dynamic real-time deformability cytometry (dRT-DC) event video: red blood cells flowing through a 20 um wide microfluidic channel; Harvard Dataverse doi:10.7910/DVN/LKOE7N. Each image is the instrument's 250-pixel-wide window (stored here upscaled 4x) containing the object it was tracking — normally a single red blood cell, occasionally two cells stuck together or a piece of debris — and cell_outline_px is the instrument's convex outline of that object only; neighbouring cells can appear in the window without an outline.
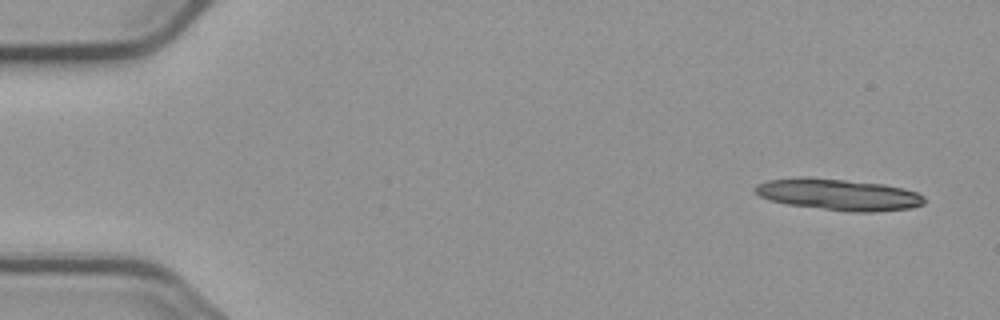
{"species": "common noctule bat (a hibernating species)", "species_latin": "Nyctalus noctula", "temperature_condition": "cold", "stored_images_in_passage": 5, "camera_frame_rate_fps": 3000, "um_per_image_px": 0.085, "animal": {"sex": "male", "body_mass_g": 23.1, "forearm_length_mm": 52.7}, "frame": {"image": 1, "passage_image": 1, "time_ms": 0.0, "image_size_px": [1000, 320], "cell_outline_px": [[924, 204], [912, 208], [876, 212], [852, 212], [788, 204], [772, 200], [760, 196], [752, 188], [756, 184], [768, 180], [844, 180], [884, 184], [916, 192], [924, 196]], "centroid_in_image_um": [71.38, 16.58], "position_along_channel_um": 13.6, "area_um2": 29.77}}